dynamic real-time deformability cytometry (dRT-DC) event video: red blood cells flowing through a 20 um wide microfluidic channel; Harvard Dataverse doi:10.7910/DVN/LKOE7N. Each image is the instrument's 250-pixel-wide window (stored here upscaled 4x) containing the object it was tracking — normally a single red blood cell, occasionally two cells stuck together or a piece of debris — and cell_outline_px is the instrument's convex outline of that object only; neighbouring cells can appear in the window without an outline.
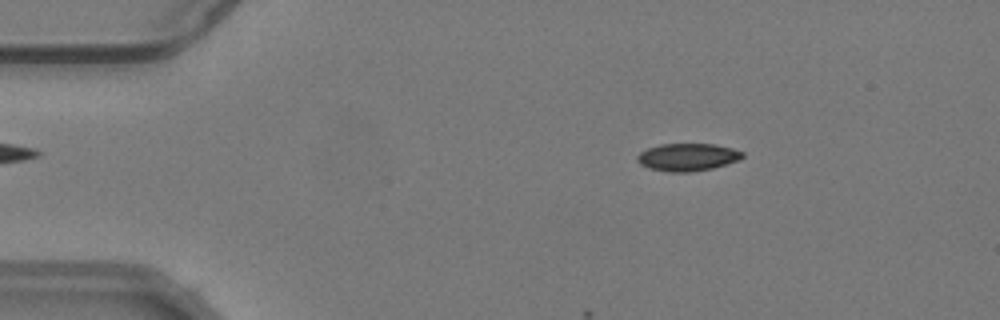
{"species": "common noctule bat (a hibernating species)", "species_latin": "Nyctalus noctula", "temperature_condition": "warm", "stored_images_in_passage": 16, "camera_frame_rate_fps": 3000, "um_per_image_px": 0.085, "animal": {"sex": "male", "body_mass_g": 19.2, "forearm_length_mm": 51.8}, "frame": {"image": 1, "passage_image": 9, "time_ms": 2.667, "image_size_px": [1000, 320], "cell_outline_px": [[744, 156], [740, 160], [712, 168], [688, 172], [668, 172], [648, 168], [640, 164], [636, 160], [636, 156], [640, 152], [648, 148], [660, 144], [716, 144], [732, 148], [744, 152]], "centroid_in_image_um": [58.44, 13.35], "position_along_channel_um": 26.6, "area_um2": 16.99}}